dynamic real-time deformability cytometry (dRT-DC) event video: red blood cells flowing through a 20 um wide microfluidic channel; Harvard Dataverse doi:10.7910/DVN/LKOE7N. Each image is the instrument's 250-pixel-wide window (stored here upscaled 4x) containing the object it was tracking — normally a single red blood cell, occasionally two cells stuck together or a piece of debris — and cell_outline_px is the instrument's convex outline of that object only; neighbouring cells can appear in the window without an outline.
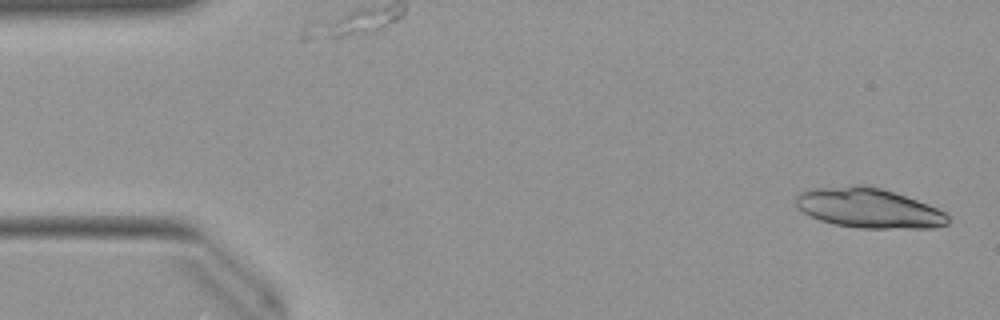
{"species": "Egyptian fruit bat (a non-hibernating species)", "species_latin": "Rousettus aegyptiacus", "temperature_condition": "warm", "stored_images_in_passage": 20, "camera_frame_rate_fps": 3000, "um_per_image_px": 0.085, "animal": {"sex": "female"}, "frame": {"image": 1, "passage_image": 2, "time_ms": 0.333, "image_size_px": [1000, 320], "cell_outline_px": [[948, 224], [932, 228], [860, 228], [832, 224], [820, 220], [804, 212], [796, 204], [796, 196], [804, 188], [856, 184], [860, 184], [880, 188], [928, 204], [944, 212], [948, 216]], "centroid_in_image_um": [73.79, 17.67], "position_along_channel_um": 11.2, "area_um2": 35.32}}